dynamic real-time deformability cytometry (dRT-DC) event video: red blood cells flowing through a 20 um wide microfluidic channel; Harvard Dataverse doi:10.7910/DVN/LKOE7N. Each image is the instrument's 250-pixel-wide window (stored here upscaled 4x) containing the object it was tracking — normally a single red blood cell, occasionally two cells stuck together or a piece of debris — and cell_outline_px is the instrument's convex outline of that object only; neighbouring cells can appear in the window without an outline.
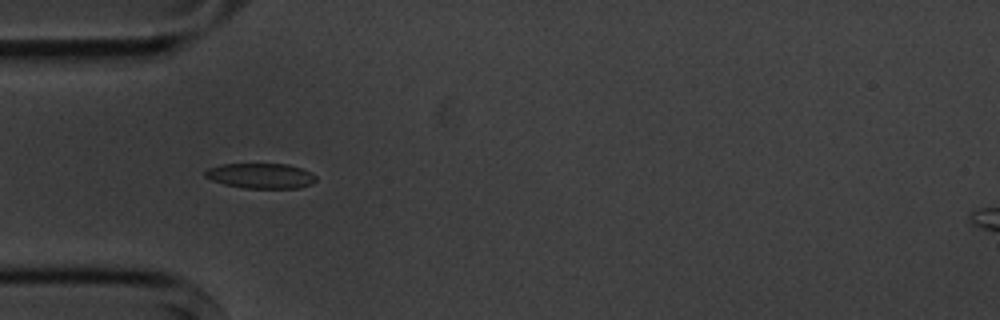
{"species": "common noctule bat (a hibernating species)", "species_latin": "Nyctalus noctula", "temperature_condition": "cold", "stored_images_in_passage": 8, "camera_frame_rate_fps": 3000, "um_per_image_px": 0.085, "animal": {"sex": "male", "body_mass_g": 20.1, "forearm_length_mm": 53.5}, "frame": {"image": 1, "passage_image": 7, "time_ms": 7.0, "image_size_px": [1000, 320], "cell_outline_px": [[316, 180], [312, 184], [300, 188], [244, 188], [224, 184], [212, 180], [204, 176], [204, 172], [208, 168], [220, 164], [288, 164], [312, 172], [316, 176]], "centroid_in_image_um": [22.18, 14.94], "position_along_channel_um": 62.8, "area_um2": 16.36}}
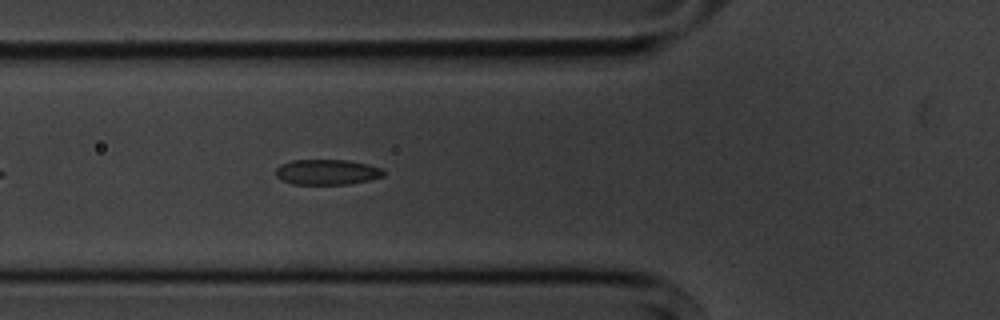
{"frame": {"image": 2, "passage_image": 8, "time_ms": 8.0, "image_size_px": [1000, 320], "cell_outline_px": [[384, 176], [368, 180], [348, 184], [292, 184], [280, 180], [276, 176], [276, 168], [280, 164], [292, 160], [348, 160], [368, 164], [380, 168], [384, 172]], "centroid_in_image_um": [27.76, 14.62], "position_along_channel_um": 98.0, "area_um2": 15.95}}